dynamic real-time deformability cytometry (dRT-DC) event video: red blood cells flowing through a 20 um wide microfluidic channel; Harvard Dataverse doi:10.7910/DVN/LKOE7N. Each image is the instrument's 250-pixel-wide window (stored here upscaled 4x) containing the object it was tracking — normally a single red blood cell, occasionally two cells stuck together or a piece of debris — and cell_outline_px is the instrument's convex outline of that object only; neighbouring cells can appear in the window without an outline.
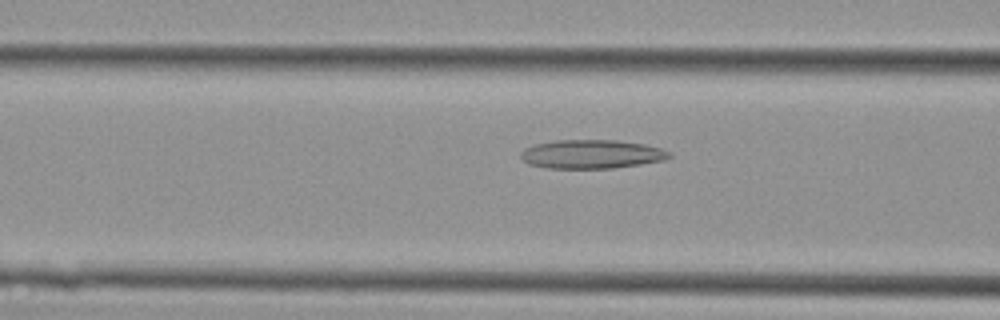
{"species": "Egyptian fruit bat (a non-hibernating species)", "species_latin": "Rousettus aegyptiacus", "temperature_condition": "cold", "stored_images_in_passage": 44, "camera_frame_rate_fps": 3000, "um_per_image_px": 0.085, "animal": {"sex": "female"}, "frame": {"image": 1, "passage_image": 17, "time_ms": 5.333, "image_size_px": [1000, 320], "cell_outline_px": [[672, 156], [664, 160], [640, 164], [612, 168], [548, 168], [528, 164], [520, 156], [520, 152], [524, 148], [532, 144], [556, 140], [616, 140], [644, 144], [660, 148], [672, 152]], "centroid_in_image_um": [50.27, 13.09], "position_along_channel_um": 116.3, "area_um2": 25.03}}
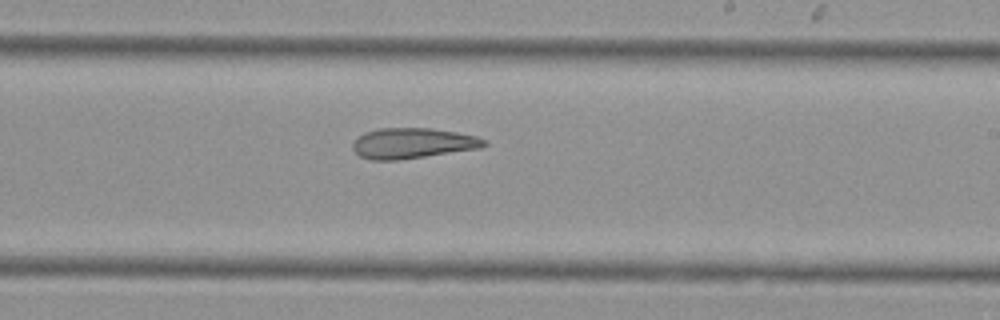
{"frame": {"image": 2, "passage_image": 26, "time_ms": 8.333, "image_size_px": [1000, 320], "cell_outline_px": [[488, 144], [480, 148], [400, 160], [372, 160], [360, 156], [352, 148], [352, 144], [364, 132], [380, 128], [432, 128], [456, 132], [476, 136], [488, 140]], "centroid_in_image_um": [35.1, 12.17], "position_along_channel_um": 253.9, "area_um2": 23.35}}
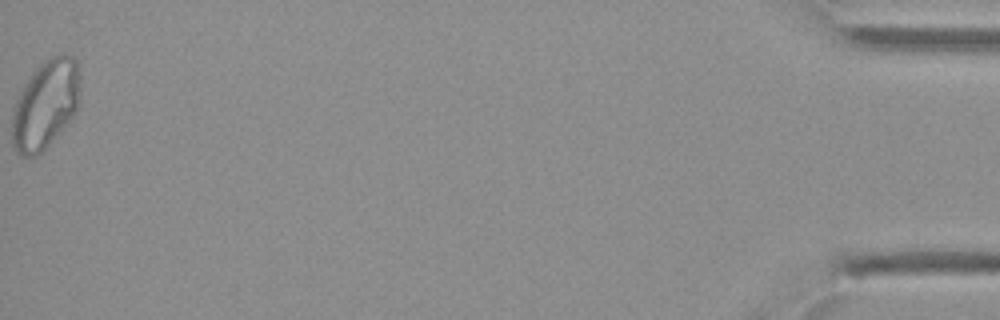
{"frame": {"image": 3, "passage_image": 44, "time_ms": 14.333, "image_size_px": [1000, 320], "cell_outline_px": [[80, 104], [76, 112], [48, 144], [36, 156], [20, 156], [12, 148], [12, 116], [16, 100], [24, 84], [36, 68], [48, 56], [64, 52], [76, 56], [80, 68]], "centroid_in_image_um": [3.9, 8.81], "position_along_channel_um": 431.3, "area_um2": 35.72}}